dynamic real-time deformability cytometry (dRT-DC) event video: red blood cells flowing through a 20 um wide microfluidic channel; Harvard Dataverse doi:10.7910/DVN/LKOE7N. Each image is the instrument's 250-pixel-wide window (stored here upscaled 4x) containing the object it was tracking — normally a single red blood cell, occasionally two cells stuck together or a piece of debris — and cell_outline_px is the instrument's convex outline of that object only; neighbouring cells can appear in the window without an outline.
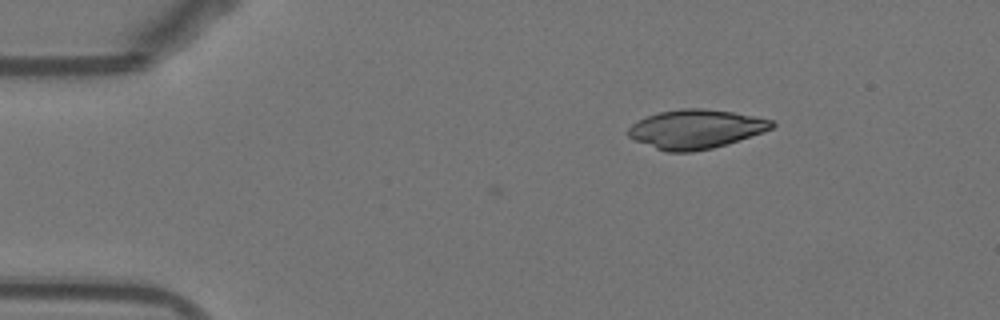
{"species": "Egyptian fruit bat (a non-hibernating species)", "species_latin": "Rousettus aegyptiacus", "temperature_condition": "warm", "stored_images_in_passage": 3, "camera_frame_rate_fps": 3000, "um_per_image_px": 0.085, "animal": {"sex": "female"}, "frame": {"image": 1, "passage_image": 3, "time_ms": 0.667, "image_size_px": [1000, 320], "cell_outline_px": [[776, 124], [772, 128], [764, 132], [712, 148], [692, 152], [664, 152], [636, 140], [628, 136], [628, 128], [632, 124], [648, 116], [660, 112], [680, 108], [704, 108], [732, 112], [772, 120]], "centroid_in_image_um": [59.14, 10.97], "position_along_channel_um": 25.9, "area_um2": 32.37}}